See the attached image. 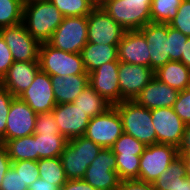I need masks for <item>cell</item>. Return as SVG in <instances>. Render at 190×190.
<instances>
[{
	"instance_id": "32",
	"label": "cell",
	"mask_w": 190,
	"mask_h": 190,
	"mask_svg": "<svg viewBox=\"0 0 190 190\" xmlns=\"http://www.w3.org/2000/svg\"><path fill=\"white\" fill-rule=\"evenodd\" d=\"M21 0H0V28L22 23Z\"/></svg>"
},
{
	"instance_id": "45",
	"label": "cell",
	"mask_w": 190,
	"mask_h": 190,
	"mask_svg": "<svg viewBox=\"0 0 190 190\" xmlns=\"http://www.w3.org/2000/svg\"><path fill=\"white\" fill-rule=\"evenodd\" d=\"M60 190H96L84 179H71L60 188Z\"/></svg>"
},
{
	"instance_id": "26",
	"label": "cell",
	"mask_w": 190,
	"mask_h": 190,
	"mask_svg": "<svg viewBox=\"0 0 190 190\" xmlns=\"http://www.w3.org/2000/svg\"><path fill=\"white\" fill-rule=\"evenodd\" d=\"M73 104L80 108L90 119L104 113L110 105L90 85L73 101Z\"/></svg>"
},
{
	"instance_id": "15",
	"label": "cell",
	"mask_w": 190,
	"mask_h": 190,
	"mask_svg": "<svg viewBox=\"0 0 190 190\" xmlns=\"http://www.w3.org/2000/svg\"><path fill=\"white\" fill-rule=\"evenodd\" d=\"M37 114L19 97L12 99L7 116L5 142L34 134Z\"/></svg>"
},
{
	"instance_id": "46",
	"label": "cell",
	"mask_w": 190,
	"mask_h": 190,
	"mask_svg": "<svg viewBox=\"0 0 190 190\" xmlns=\"http://www.w3.org/2000/svg\"><path fill=\"white\" fill-rule=\"evenodd\" d=\"M177 149L178 154H190V124L185 126L181 144Z\"/></svg>"
},
{
	"instance_id": "36",
	"label": "cell",
	"mask_w": 190,
	"mask_h": 190,
	"mask_svg": "<svg viewBox=\"0 0 190 190\" xmlns=\"http://www.w3.org/2000/svg\"><path fill=\"white\" fill-rule=\"evenodd\" d=\"M11 166L20 174L23 183L28 187L40 178L38 161L22 160L12 162Z\"/></svg>"
},
{
	"instance_id": "49",
	"label": "cell",
	"mask_w": 190,
	"mask_h": 190,
	"mask_svg": "<svg viewBox=\"0 0 190 190\" xmlns=\"http://www.w3.org/2000/svg\"><path fill=\"white\" fill-rule=\"evenodd\" d=\"M176 190H190V178L180 177V181L177 183Z\"/></svg>"
},
{
	"instance_id": "12",
	"label": "cell",
	"mask_w": 190,
	"mask_h": 190,
	"mask_svg": "<svg viewBox=\"0 0 190 190\" xmlns=\"http://www.w3.org/2000/svg\"><path fill=\"white\" fill-rule=\"evenodd\" d=\"M150 111L157 135V144H170L178 148L181 144L186 124L172 107L156 108Z\"/></svg>"
},
{
	"instance_id": "10",
	"label": "cell",
	"mask_w": 190,
	"mask_h": 190,
	"mask_svg": "<svg viewBox=\"0 0 190 190\" xmlns=\"http://www.w3.org/2000/svg\"><path fill=\"white\" fill-rule=\"evenodd\" d=\"M87 22L88 43L118 45L127 31L99 5L87 16Z\"/></svg>"
},
{
	"instance_id": "51",
	"label": "cell",
	"mask_w": 190,
	"mask_h": 190,
	"mask_svg": "<svg viewBox=\"0 0 190 190\" xmlns=\"http://www.w3.org/2000/svg\"><path fill=\"white\" fill-rule=\"evenodd\" d=\"M43 1H49V0H21V3L23 6L33 3V2H43Z\"/></svg>"
},
{
	"instance_id": "33",
	"label": "cell",
	"mask_w": 190,
	"mask_h": 190,
	"mask_svg": "<svg viewBox=\"0 0 190 190\" xmlns=\"http://www.w3.org/2000/svg\"><path fill=\"white\" fill-rule=\"evenodd\" d=\"M146 148L142 142L136 138L123 133L111 147L112 152L115 156H133L141 155Z\"/></svg>"
},
{
	"instance_id": "30",
	"label": "cell",
	"mask_w": 190,
	"mask_h": 190,
	"mask_svg": "<svg viewBox=\"0 0 190 190\" xmlns=\"http://www.w3.org/2000/svg\"><path fill=\"white\" fill-rule=\"evenodd\" d=\"M183 0H152L150 6L153 23L168 24L176 15Z\"/></svg>"
},
{
	"instance_id": "52",
	"label": "cell",
	"mask_w": 190,
	"mask_h": 190,
	"mask_svg": "<svg viewBox=\"0 0 190 190\" xmlns=\"http://www.w3.org/2000/svg\"><path fill=\"white\" fill-rule=\"evenodd\" d=\"M96 5H99L103 0H92Z\"/></svg>"
},
{
	"instance_id": "31",
	"label": "cell",
	"mask_w": 190,
	"mask_h": 190,
	"mask_svg": "<svg viewBox=\"0 0 190 190\" xmlns=\"http://www.w3.org/2000/svg\"><path fill=\"white\" fill-rule=\"evenodd\" d=\"M64 17L88 16L97 6L92 0H49Z\"/></svg>"
},
{
	"instance_id": "29",
	"label": "cell",
	"mask_w": 190,
	"mask_h": 190,
	"mask_svg": "<svg viewBox=\"0 0 190 190\" xmlns=\"http://www.w3.org/2000/svg\"><path fill=\"white\" fill-rule=\"evenodd\" d=\"M38 169L41 179L47 180L49 183H52L59 188H61L68 180L60 157L39 159Z\"/></svg>"
},
{
	"instance_id": "35",
	"label": "cell",
	"mask_w": 190,
	"mask_h": 190,
	"mask_svg": "<svg viewBox=\"0 0 190 190\" xmlns=\"http://www.w3.org/2000/svg\"><path fill=\"white\" fill-rule=\"evenodd\" d=\"M167 39H168L170 60L180 61L182 54H184V44H186L188 36L172 28L168 24Z\"/></svg>"
},
{
	"instance_id": "14",
	"label": "cell",
	"mask_w": 190,
	"mask_h": 190,
	"mask_svg": "<svg viewBox=\"0 0 190 190\" xmlns=\"http://www.w3.org/2000/svg\"><path fill=\"white\" fill-rule=\"evenodd\" d=\"M119 61L108 62L89 73V85L110 105L121 102Z\"/></svg>"
},
{
	"instance_id": "22",
	"label": "cell",
	"mask_w": 190,
	"mask_h": 190,
	"mask_svg": "<svg viewBox=\"0 0 190 190\" xmlns=\"http://www.w3.org/2000/svg\"><path fill=\"white\" fill-rule=\"evenodd\" d=\"M56 104L73 103L89 85V74L50 76Z\"/></svg>"
},
{
	"instance_id": "17",
	"label": "cell",
	"mask_w": 190,
	"mask_h": 190,
	"mask_svg": "<svg viewBox=\"0 0 190 190\" xmlns=\"http://www.w3.org/2000/svg\"><path fill=\"white\" fill-rule=\"evenodd\" d=\"M52 113L59 133L67 140L84 136L90 118L73 103L57 104Z\"/></svg>"
},
{
	"instance_id": "16",
	"label": "cell",
	"mask_w": 190,
	"mask_h": 190,
	"mask_svg": "<svg viewBox=\"0 0 190 190\" xmlns=\"http://www.w3.org/2000/svg\"><path fill=\"white\" fill-rule=\"evenodd\" d=\"M19 98L26 102L36 114L50 112L57 105L51 78L42 70L37 72L33 83Z\"/></svg>"
},
{
	"instance_id": "19",
	"label": "cell",
	"mask_w": 190,
	"mask_h": 190,
	"mask_svg": "<svg viewBox=\"0 0 190 190\" xmlns=\"http://www.w3.org/2000/svg\"><path fill=\"white\" fill-rule=\"evenodd\" d=\"M118 60L150 67L149 47L139 30L126 31L118 44Z\"/></svg>"
},
{
	"instance_id": "3",
	"label": "cell",
	"mask_w": 190,
	"mask_h": 190,
	"mask_svg": "<svg viewBox=\"0 0 190 190\" xmlns=\"http://www.w3.org/2000/svg\"><path fill=\"white\" fill-rule=\"evenodd\" d=\"M101 149V146L85 136L68 140L60 155L67 179H83L87 168Z\"/></svg>"
},
{
	"instance_id": "47",
	"label": "cell",
	"mask_w": 190,
	"mask_h": 190,
	"mask_svg": "<svg viewBox=\"0 0 190 190\" xmlns=\"http://www.w3.org/2000/svg\"><path fill=\"white\" fill-rule=\"evenodd\" d=\"M28 190H60V188L47 180L39 178L28 187Z\"/></svg>"
},
{
	"instance_id": "38",
	"label": "cell",
	"mask_w": 190,
	"mask_h": 190,
	"mask_svg": "<svg viewBox=\"0 0 190 190\" xmlns=\"http://www.w3.org/2000/svg\"><path fill=\"white\" fill-rule=\"evenodd\" d=\"M34 134H60L52 111L37 114Z\"/></svg>"
},
{
	"instance_id": "24",
	"label": "cell",
	"mask_w": 190,
	"mask_h": 190,
	"mask_svg": "<svg viewBox=\"0 0 190 190\" xmlns=\"http://www.w3.org/2000/svg\"><path fill=\"white\" fill-rule=\"evenodd\" d=\"M155 77L178 91L190 87V68L180 61H169L155 72Z\"/></svg>"
},
{
	"instance_id": "6",
	"label": "cell",
	"mask_w": 190,
	"mask_h": 190,
	"mask_svg": "<svg viewBox=\"0 0 190 190\" xmlns=\"http://www.w3.org/2000/svg\"><path fill=\"white\" fill-rule=\"evenodd\" d=\"M88 42L87 16L64 17L47 43L64 52L81 53Z\"/></svg>"
},
{
	"instance_id": "27",
	"label": "cell",
	"mask_w": 190,
	"mask_h": 190,
	"mask_svg": "<svg viewBox=\"0 0 190 190\" xmlns=\"http://www.w3.org/2000/svg\"><path fill=\"white\" fill-rule=\"evenodd\" d=\"M180 177H187V170L184 159L178 155L167 170L153 182V186L155 190H176Z\"/></svg>"
},
{
	"instance_id": "7",
	"label": "cell",
	"mask_w": 190,
	"mask_h": 190,
	"mask_svg": "<svg viewBox=\"0 0 190 190\" xmlns=\"http://www.w3.org/2000/svg\"><path fill=\"white\" fill-rule=\"evenodd\" d=\"M178 156V149L170 144H152L146 146L140 156L139 181L151 183L167 170Z\"/></svg>"
},
{
	"instance_id": "4",
	"label": "cell",
	"mask_w": 190,
	"mask_h": 190,
	"mask_svg": "<svg viewBox=\"0 0 190 190\" xmlns=\"http://www.w3.org/2000/svg\"><path fill=\"white\" fill-rule=\"evenodd\" d=\"M152 0H103L99 6L127 31L139 30L151 23Z\"/></svg>"
},
{
	"instance_id": "1",
	"label": "cell",
	"mask_w": 190,
	"mask_h": 190,
	"mask_svg": "<svg viewBox=\"0 0 190 190\" xmlns=\"http://www.w3.org/2000/svg\"><path fill=\"white\" fill-rule=\"evenodd\" d=\"M63 18V14L50 1L33 2L23 6L22 23L40 43L51 38Z\"/></svg>"
},
{
	"instance_id": "41",
	"label": "cell",
	"mask_w": 190,
	"mask_h": 190,
	"mask_svg": "<svg viewBox=\"0 0 190 190\" xmlns=\"http://www.w3.org/2000/svg\"><path fill=\"white\" fill-rule=\"evenodd\" d=\"M0 190H28L20 174L11 166L3 177Z\"/></svg>"
},
{
	"instance_id": "42",
	"label": "cell",
	"mask_w": 190,
	"mask_h": 190,
	"mask_svg": "<svg viewBox=\"0 0 190 190\" xmlns=\"http://www.w3.org/2000/svg\"><path fill=\"white\" fill-rule=\"evenodd\" d=\"M14 62L13 56L6 42L0 35V81L6 75Z\"/></svg>"
},
{
	"instance_id": "25",
	"label": "cell",
	"mask_w": 190,
	"mask_h": 190,
	"mask_svg": "<svg viewBox=\"0 0 190 190\" xmlns=\"http://www.w3.org/2000/svg\"><path fill=\"white\" fill-rule=\"evenodd\" d=\"M4 144L11 162L22 160L38 161L36 134L7 140Z\"/></svg>"
},
{
	"instance_id": "20",
	"label": "cell",
	"mask_w": 190,
	"mask_h": 190,
	"mask_svg": "<svg viewBox=\"0 0 190 190\" xmlns=\"http://www.w3.org/2000/svg\"><path fill=\"white\" fill-rule=\"evenodd\" d=\"M178 90L168 86L166 83L159 81L154 77L141 91V93L136 97L135 101L147 108L156 109L164 107H173L174 103L177 101Z\"/></svg>"
},
{
	"instance_id": "39",
	"label": "cell",
	"mask_w": 190,
	"mask_h": 190,
	"mask_svg": "<svg viewBox=\"0 0 190 190\" xmlns=\"http://www.w3.org/2000/svg\"><path fill=\"white\" fill-rule=\"evenodd\" d=\"M14 96L0 85V142L5 143L7 116Z\"/></svg>"
},
{
	"instance_id": "28",
	"label": "cell",
	"mask_w": 190,
	"mask_h": 190,
	"mask_svg": "<svg viewBox=\"0 0 190 190\" xmlns=\"http://www.w3.org/2000/svg\"><path fill=\"white\" fill-rule=\"evenodd\" d=\"M68 140L61 134H36L38 160L60 157Z\"/></svg>"
},
{
	"instance_id": "8",
	"label": "cell",
	"mask_w": 190,
	"mask_h": 190,
	"mask_svg": "<svg viewBox=\"0 0 190 190\" xmlns=\"http://www.w3.org/2000/svg\"><path fill=\"white\" fill-rule=\"evenodd\" d=\"M116 168V157L111 148H102L83 179L96 190H118L121 180Z\"/></svg>"
},
{
	"instance_id": "34",
	"label": "cell",
	"mask_w": 190,
	"mask_h": 190,
	"mask_svg": "<svg viewBox=\"0 0 190 190\" xmlns=\"http://www.w3.org/2000/svg\"><path fill=\"white\" fill-rule=\"evenodd\" d=\"M140 156L141 155L115 156L117 165L116 172L121 181L138 180Z\"/></svg>"
},
{
	"instance_id": "11",
	"label": "cell",
	"mask_w": 190,
	"mask_h": 190,
	"mask_svg": "<svg viewBox=\"0 0 190 190\" xmlns=\"http://www.w3.org/2000/svg\"><path fill=\"white\" fill-rule=\"evenodd\" d=\"M0 35L10 49L14 61L38 62L41 43L32 37L23 23L0 28Z\"/></svg>"
},
{
	"instance_id": "9",
	"label": "cell",
	"mask_w": 190,
	"mask_h": 190,
	"mask_svg": "<svg viewBox=\"0 0 190 190\" xmlns=\"http://www.w3.org/2000/svg\"><path fill=\"white\" fill-rule=\"evenodd\" d=\"M124 133L122 121L114 106L90 119L84 136L102 148H111Z\"/></svg>"
},
{
	"instance_id": "23",
	"label": "cell",
	"mask_w": 190,
	"mask_h": 190,
	"mask_svg": "<svg viewBox=\"0 0 190 190\" xmlns=\"http://www.w3.org/2000/svg\"><path fill=\"white\" fill-rule=\"evenodd\" d=\"M81 56L86 72L89 74L108 62L118 60V45L88 43L81 50Z\"/></svg>"
},
{
	"instance_id": "44",
	"label": "cell",
	"mask_w": 190,
	"mask_h": 190,
	"mask_svg": "<svg viewBox=\"0 0 190 190\" xmlns=\"http://www.w3.org/2000/svg\"><path fill=\"white\" fill-rule=\"evenodd\" d=\"M11 159L8 156L7 149L4 143L0 142V187L3 177L11 167Z\"/></svg>"
},
{
	"instance_id": "50",
	"label": "cell",
	"mask_w": 190,
	"mask_h": 190,
	"mask_svg": "<svg viewBox=\"0 0 190 190\" xmlns=\"http://www.w3.org/2000/svg\"><path fill=\"white\" fill-rule=\"evenodd\" d=\"M182 156L186 164L187 177L190 178V154H178Z\"/></svg>"
},
{
	"instance_id": "5",
	"label": "cell",
	"mask_w": 190,
	"mask_h": 190,
	"mask_svg": "<svg viewBox=\"0 0 190 190\" xmlns=\"http://www.w3.org/2000/svg\"><path fill=\"white\" fill-rule=\"evenodd\" d=\"M40 70L49 76H69L88 74L80 53H69L50 46L47 42L40 44L38 57Z\"/></svg>"
},
{
	"instance_id": "13",
	"label": "cell",
	"mask_w": 190,
	"mask_h": 190,
	"mask_svg": "<svg viewBox=\"0 0 190 190\" xmlns=\"http://www.w3.org/2000/svg\"><path fill=\"white\" fill-rule=\"evenodd\" d=\"M118 77L122 102L135 100L155 74L150 67L119 61Z\"/></svg>"
},
{
	"instance_id": "18",
	"label": "cell",
	"mask_w": 190,
	"mask_h": 190,
	"mask_svg": "<svg viewBox=\"0 0 190 190\" xmlns=\"http://www.w3.org/2000/svg\"><path fill=\"white\" fill-rule=\"evenodd\" d=\"M144 35L150 52V68L157 69L171 61L168 46V24L147 23L139 29Z\"/></svg>"
},
{
	"instance_id": "48",
	"label": "cell",
	"mask_w": 190,
	"mask_h": 190,
	"mask_svg": "<svg viewBox=\"0 0 190 190\" xmlns=\"http://www.w3.org/2000/svg\"><path fill=\"white\" fill-rule=\"evenodd\" d=\"M180 62L190 68V37H188L186 44H184V54H182Z\"/></svg>"
},
{
	"instance_id": "2",
	"label": "cell",
	"mask_w": 190,
	"mask_h": 190,
	"mask_svg": "<svg viewBox=\"0 0 190 190\" xmlns=\"http://www.w3.org/2000/svg\"><path fill=\"white\" fill-rule=\"evenodd\" d=\"M113 106L120 115L124 133L146 146L157 144L150 109L139 105L135 100H124Z\"/></svg>"
},
{
	"instance_id": "37",
	"label": "cell",
	"mask_w": 190,
	"mask_h": 190,
	"mask_svg": "<svg viewBox=\"0 0 190 190\" xmlns=\"http://www.w3.org/2000/svg\"><path fill=\"white\" fill-rule=\"evenodd\" d=\"M172 28L190 37V0H183L177 15L168 23Z\"/></svg>"
},
{
	"instance_id": "43",
	"label": "cell",
	"mask_w": 190,
	"mask_h": 190,
	"mask_svg": "<svg viewBox=\"0 0 190 190\" xmlns=\"http://www.w3.org/2000/svg\"><path fill=\"white\" fill-rule=\"evenodd\" d=\"M118 190H155L153 184L139 180H123L120 182Z\"/></svg>"
},
{
	"instance_id": "40",
	"label": "cell",
	"mask_w": 190,
	"mask_h": 190,
	"mask_svg": "<svg viewBox=\"0 0 190 190\" xmlns=\"http://www.w3.org/2000/svg\"><path fill=\"white\" fill-rule=\"evenodd\" d=\"M172 108L186 125L190 124V87L179 92Z\"/></svg>"
},
{
	"instance_id": "21",
	"label": "cell",
	"mask_w": 190,
	"mask_h": 190,
	"mask_svg": "<svg viewBox=\"0 0 190 190\" xmlns=\"http://www.w3.org/2000/svg\"><path fill=\"white\" fill-rule=\"evenodd\" d=\"M39 70V62L14 61L0 81V85L14 97H19L33 83L34 77Z\"/></svg>"
}]
</instances>
